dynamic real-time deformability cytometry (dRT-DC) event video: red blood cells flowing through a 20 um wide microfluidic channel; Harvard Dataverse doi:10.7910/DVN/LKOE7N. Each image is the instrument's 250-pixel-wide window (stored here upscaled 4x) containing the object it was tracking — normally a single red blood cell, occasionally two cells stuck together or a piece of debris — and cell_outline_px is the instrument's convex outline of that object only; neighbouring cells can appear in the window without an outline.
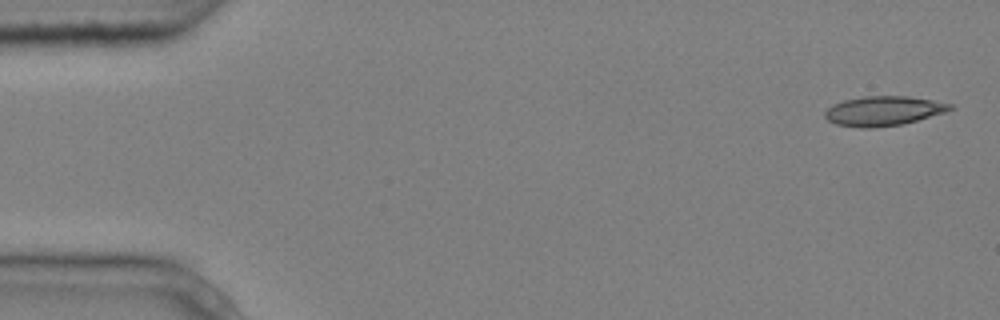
{"species": "common noctule bat (a hibernating species)", "species_latin": "Nyctalus noctula", "temperature_condition": "cold", "stored_images_in_passage": 7, "camera_frame_rate_fps": 3000, "um_per_image_px": 0.085, "animal": {"sex": "male", "body_mass_g": 20.4}, "frame": {"image": 1, "passage_image": 1, "time_ms": 0.0, "image_size_px": [1000, 320], "cell_outline_px": [[956, 108], [944, 112], [904, 124], [872, 128], [860, 128], [836, 124], [828, 120], [824, 116], [824, 112], [832, 104], [844, 100], [864, 96], [908, 96], [932, 100], [952, 104]], "centroid_in_image_um": [75.08, 9.43], "position_along_channel_um": 9.9, "area_um2": 21.62}}
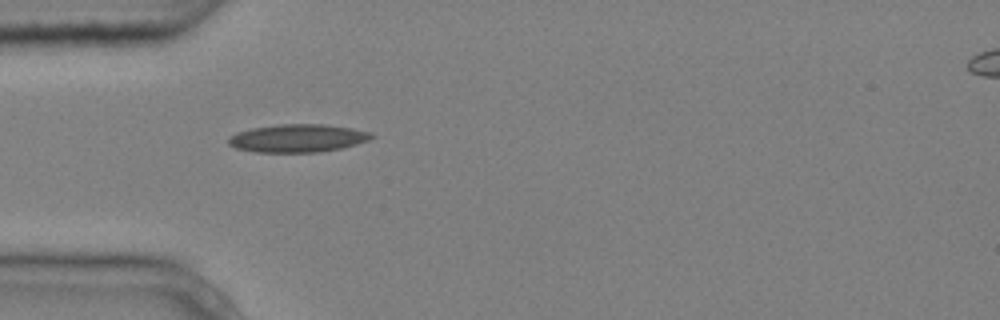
{"frame": {"image": 2, "passage_image": 4, "time_ms": 1.0, "image_size_px": [1000, 320], "cell_outline_px": [[376, 136], [368, 140], [356, 144], [340, 148], [316, 152], [256, 152], [236, 148], [228, 144], [228, 136], [236, 132], [252, 128], [280, 124], [324, 124], [352, 128], [372, 132]], "centroid_in_image_um": [25.3, 11.74], "position_along_channel_um": 59.7, "area_um2": 23.35}}
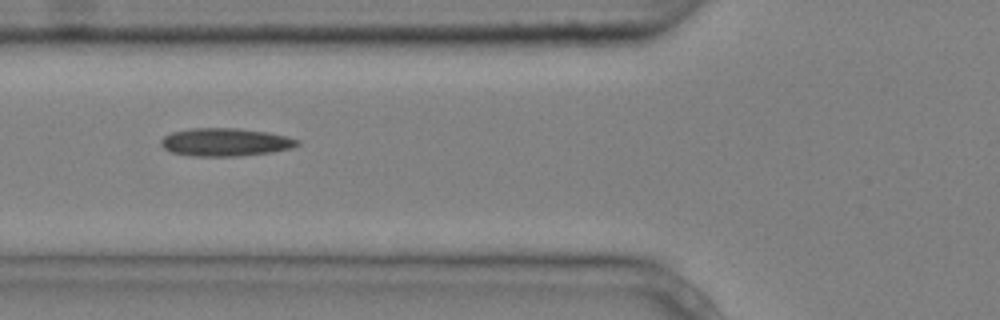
{"frame": {"image": 3, "passage_image": 5, "time_ms": 1.333, "image_size_px": [1000, 320], "cell_outline_px": [[300, 144], [292, 148], [272, 152], [240, 156], [192, 156], [172, 152], [164, 148], [160, 144], [160, 140], [164, 136], [172, 132], [192, 128], [236, 128], [268, 132], [288, 136], [300, 140]], "centroid_in_image_um": [19.18, 12.08], "position_along_channel_um": 106.6, "area_um2": 22.37}}